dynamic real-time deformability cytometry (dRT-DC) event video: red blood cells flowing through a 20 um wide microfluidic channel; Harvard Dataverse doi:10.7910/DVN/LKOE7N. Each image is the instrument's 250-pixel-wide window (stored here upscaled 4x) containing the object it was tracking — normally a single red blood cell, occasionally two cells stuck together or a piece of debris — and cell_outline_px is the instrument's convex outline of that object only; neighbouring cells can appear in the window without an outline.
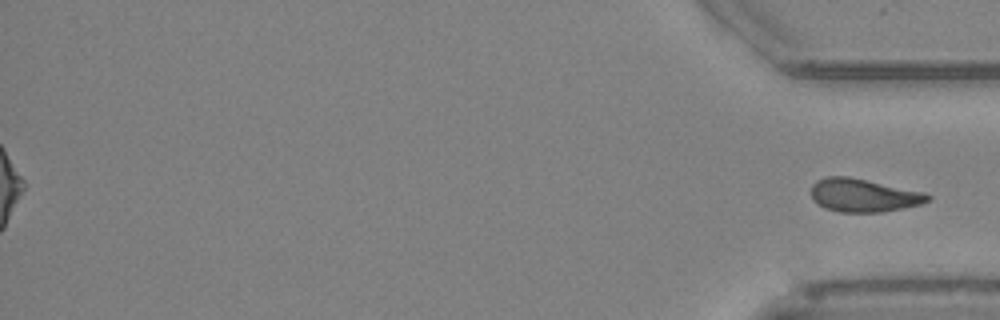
{"species": "Egyptian fruit bat (a non-hibernating species)", "species_latin": "Rousettus aegyptiacus", "temperature_condition": "cold", "stored_images_in_passage": 54, "segment_of_instrument_passage": [2, 2], "camera_frame_rate_fps": 3000, "um_per_image_px": 0.085, "animal": {"sex": "female"}, "frame": {"image": 1, "passage_image": 54, "time_ms": 17.667, "image_size_px": [1000, 320], "cell_outline_px": [[932, 200], [920, 204], [904, 208], [884, 212], [840, 212], [824, 208], [812, 200], [812, 184], [816, 180], [824, 176], [848, 176], [924, 192], [932, 196]], "centroid_in_image_um": [73.39, 16.6], "position_along_channel_um": 361.8, "area_um2": 22.72}}